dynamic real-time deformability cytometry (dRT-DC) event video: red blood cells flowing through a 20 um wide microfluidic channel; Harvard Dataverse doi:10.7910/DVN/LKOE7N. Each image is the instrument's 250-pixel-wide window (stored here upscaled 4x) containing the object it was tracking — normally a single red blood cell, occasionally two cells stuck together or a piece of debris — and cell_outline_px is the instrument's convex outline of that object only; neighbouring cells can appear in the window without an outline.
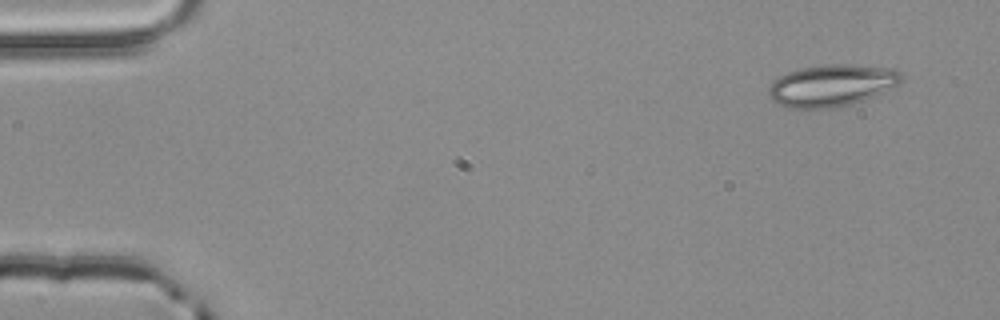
{"species": "common noctule bat (a hibernating species)", "species_latin": "Nyctalus noctula", "temperature_condition": "room temperature", "stored_images_in_passage": 3, "camera_frame_rate_fps": 3000, "um_per_image_px": 0.085, "animal": {"sex": "male", "body_mass_g": 20.4}, "frame": {"image": 1, "passage_image": 1, "time_ms": 0.0, "image_size_px": [1000, 320], "cell_outline_px": [[904, 80], [900, 84], [864, 100], [852, 104], [832, 108], [788, 108], [772, 100], [768, 96], [768, 88], [780, 76], [788, 72], [800, 68], [824, 64], [852, 64], [892, 68], [900, 72], [904, 76]], "centroid_in_image_um": [70.73, 7.25], "position_along_channel_um": 14.3, "area_um2": 32.54}}